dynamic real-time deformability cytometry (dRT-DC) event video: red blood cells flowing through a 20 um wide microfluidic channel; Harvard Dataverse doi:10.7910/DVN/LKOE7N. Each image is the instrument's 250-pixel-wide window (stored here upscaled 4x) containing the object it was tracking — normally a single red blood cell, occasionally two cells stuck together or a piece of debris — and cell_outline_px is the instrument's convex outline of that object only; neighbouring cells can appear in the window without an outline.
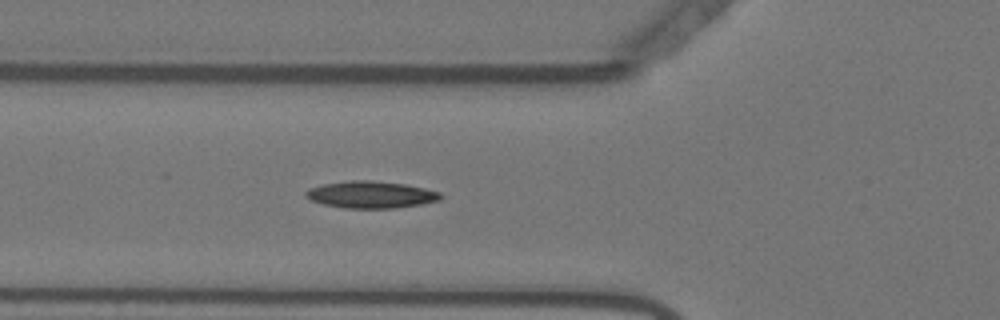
{"species": "Egyptian fruit bat (a non-hibernating species)", "species_latin": "Rousettus aegyptiacus", "temperature_condition": "warm", "stored_images_in_passage": 55, "camera_frame_rate_fps": 3000, "um_per_image_px": 0.085, "animal": {"sex": "female"}, "frame": {"image": 1, "passage_image": 20, "time_ms": 6.333, "image_size_px": [1000, 320], "cell_outline_px": [[444, 196], [440, 200], [420, 204], [396, 208], [344, 208], [324, 204], [312, 200], [304, 196], [304, 192], [308, 188], [324, 184], [348, 180], [368, 180], [404, 184], [424, 188], [440, 192]], "centroid_in_image_um": [31.52, 16.54], "position_along_channel_um": 94.3, "area_um2": 21.15}}
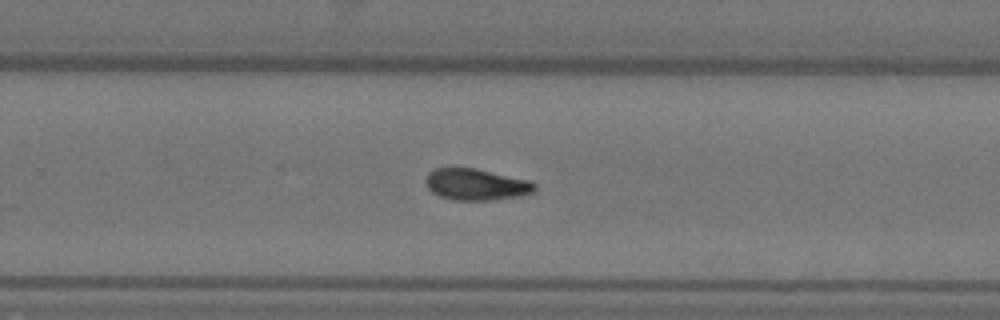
{"frame": {"image": 2, "passage_image": 36, "time_ms": 11.667, "image_size_px": [1000, 320], "cell_outline_px": [[536, 188], [532, 192], [524, 196], [492, 200], [452, 200], [440, 196], [432, 192], [428, 188], [424, 180], [428, 172], [436, 168], [476, 168], [528, 180], [536, 184]], "centroid_in_image_um": [40.46, 15.68], "position_along_channel_um": 289.3, "area_um2": 20.11}}
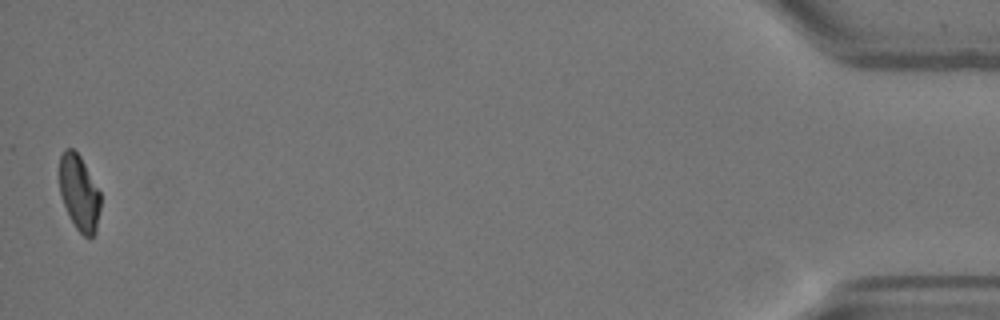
{"frame": {"image": 3, "passage_image": 55, "time_ms": 18.0, "image_size_px": [1000, 320], "cell_outline_px": [[100, 208], [96, 232], [88, 240], [76, 228], [60, 196], [60, 156], [64, 148], [72, 148], [80, 156], [100, 192]], "centroid_in_image_um": [6.74, 16.4], "position_along_channel_um": 428.5, "area_um2": 17.92}, "authors_computed_cell_mechanics": {"area_um2": 19.652, "velocity_mm_per_s": 3.6529, "shape_relaxation_time_tau1_ms": null, "shape_relaxation_time_tau2_ms": 5.0566, "deformation_change_tau1": null, "deformation_change_tau2": 0.1041}}